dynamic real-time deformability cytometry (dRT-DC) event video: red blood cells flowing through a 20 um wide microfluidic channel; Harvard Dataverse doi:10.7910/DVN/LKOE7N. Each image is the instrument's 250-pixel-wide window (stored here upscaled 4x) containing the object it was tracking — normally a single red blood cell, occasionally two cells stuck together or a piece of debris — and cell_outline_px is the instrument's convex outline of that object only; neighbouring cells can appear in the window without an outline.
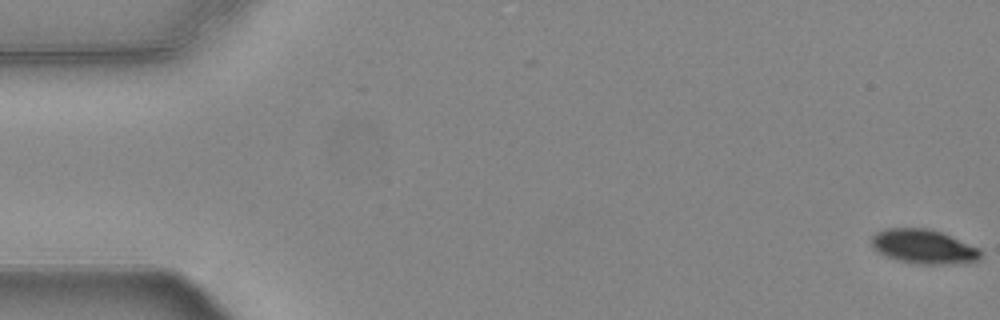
{"species": "common noctule bat (a hibernating species)", "species_latin": "Nyctalus noctula", "temperature_condition": "warm", "stored_images_in_passage": 2, "camera_frame_rate_fps": 3000, "um_per_image_px": 0.085, "animal": {"sex": "female", "body_mass_g": 24.6, "forearm_length_mm": 56.2}, "frame": {"image": 1, "passage_image": 2, "time_ms": 0.333, "image_size_px": [1000, 320], "cell_outline_px": [[984, 252], [980, 260], [944, 264], [920, 264], [900, 260], [888, 256], [872, 248], [872, 236], [876, 232], [884, 228], [928, 228], [940, 232], [980, 248]], "centroid_in_image_um": [78.53, 20.95], "position_along_channel_um": 6.5, "area_um2": 21.62}}